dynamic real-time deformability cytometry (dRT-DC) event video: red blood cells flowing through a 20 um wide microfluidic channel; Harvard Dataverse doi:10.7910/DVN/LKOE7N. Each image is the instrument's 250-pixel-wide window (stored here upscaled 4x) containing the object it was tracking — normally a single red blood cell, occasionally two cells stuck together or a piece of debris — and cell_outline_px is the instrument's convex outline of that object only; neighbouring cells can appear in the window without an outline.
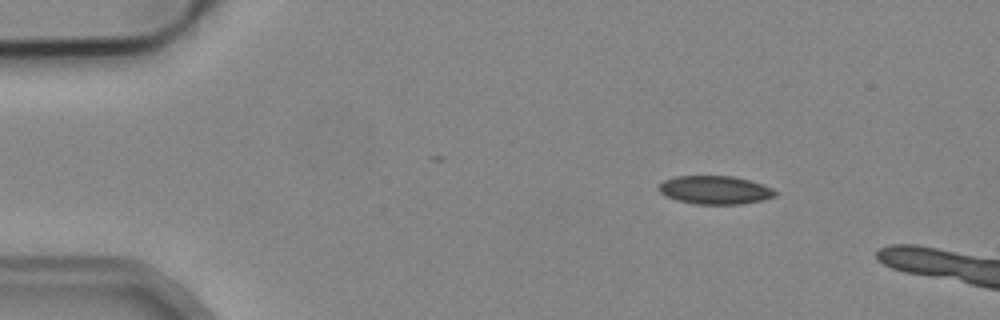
{"species": "common noctule bat (a hibernating species)", "species_latin": "Nyctalus noctula", "temperature_condition": "cold", "stored_images_in_passage": 5, "segment_of_instrument_passage": [2, 2], "camera_frame_rate_fps": 3000, "um_per_image_px": 0.085, "animal": {"sex": "male", "body_mass_g": 19.2, "forearm_length_mm": 51.8}, "frame": {"image": 1, "passage_image": 5, "time_ms": 6.0, "image_size_px": [1000, 320], "cell_outline_px": [[780, 192], [776, 196], [744, 204], [696, 204], [676, 200], [664, 196], [660, 192], [660, 184], [664, 180], [676, 176], [732, 176], [748, 180], [772, 188]], "centroid_in_image_um": [60.78, 16.15], "position_along_channel_um": 24.2, "area_um2": 19.19}}